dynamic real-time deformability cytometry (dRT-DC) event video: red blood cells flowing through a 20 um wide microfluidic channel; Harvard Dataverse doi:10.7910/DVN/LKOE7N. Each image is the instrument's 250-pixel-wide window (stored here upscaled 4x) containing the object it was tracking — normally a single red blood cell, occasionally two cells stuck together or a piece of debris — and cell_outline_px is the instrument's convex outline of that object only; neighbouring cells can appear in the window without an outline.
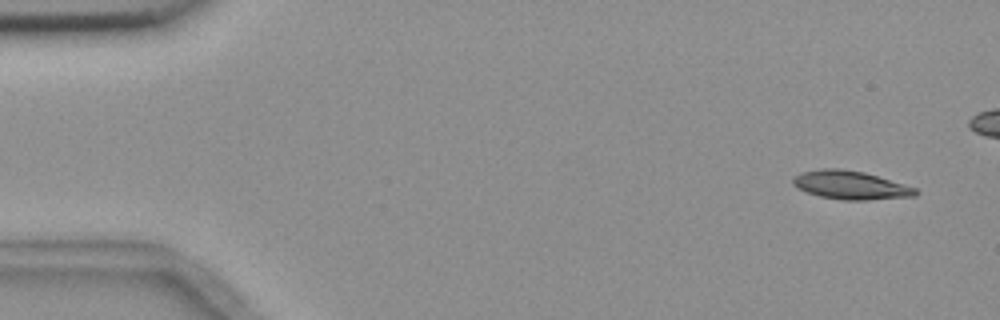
{"species": "common noctule bat (a hibernating species)", "species_latin": "Nyctalus noctula", "temperature_condition": "room temperature", "stored_images_in_passage": 6, "camera_frame_rate_fps": 3000, "um_per_image_px": 0.085, "animal": {"sex": "female", "body_mass_g": 18.4}, "frame": {"image": 1, "passage_image": 6, "time_ms": 7.0, "image_size_px": [1000, 320], "cell_outline_px": [[920, 192], [916, 196], [868, 200], [844, 200], [820, 196], [796, 188], [792, 184], [792, 176], [800, 172], [820, 168], [840, 168], [864, 172], [904, 184], [916, 188]], "centroid_in_image_um": [72.27, 15.73], "position_along_channel_um": 12.7, "area_um2": 20.52}}